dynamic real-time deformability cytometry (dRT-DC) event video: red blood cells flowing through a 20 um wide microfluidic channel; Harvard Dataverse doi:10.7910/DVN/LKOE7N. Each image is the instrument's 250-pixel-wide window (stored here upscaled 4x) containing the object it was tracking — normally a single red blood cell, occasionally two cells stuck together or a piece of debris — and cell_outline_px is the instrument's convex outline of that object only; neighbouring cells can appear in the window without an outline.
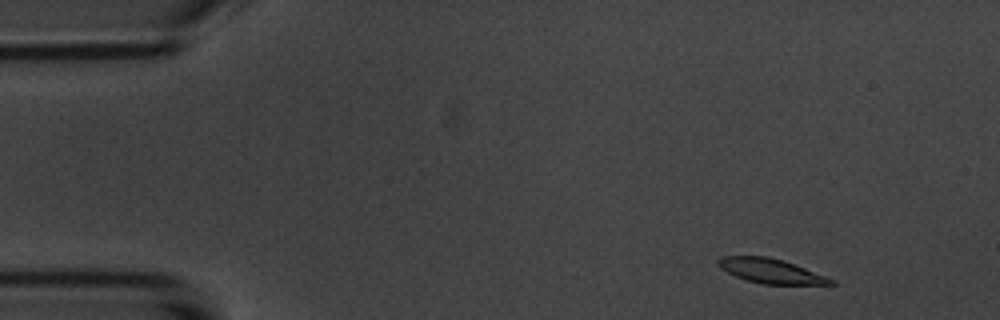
{"species": "common noctule bat (a hibernating species)", "species_latin": "Nyctalus noctula", "temperature_condition": "room temperature", "stored_images_in_passage": 3, "camera_frame_rate_fps": 3000, "um_per_image_px": 0.085, "animal": {"sex": "male", "body_mass_g": 20.1, "forearm_length_mm": 53.5}, "frame": {"image": 1, "passage_image": 1, "time_ms": 0.0, "image_size_px": [1000, 320], "cell_outline_px": [[836, 284], [764, 284], [748, 280], [736, 276], [720, 268], [716, 264], [716, 260], [720, 256], [768, 256], [784, 260], [836, 280]], "centroid_in_image_um": [65.5, 23.01], "position_along_channel_um": 19.5, "area_um2": 16.07}}
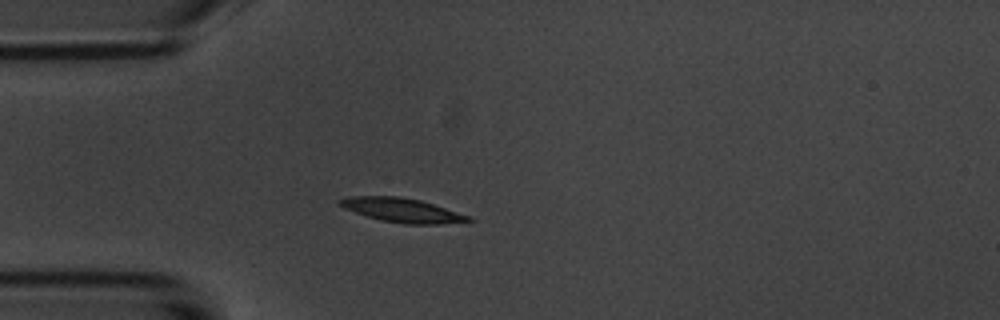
{"frame": {"image": 2, "passage_image": 3, "time_ms": 3.0, "image_size_px": [1000, 320], "cell_outline_px": [[476, 220], [440, 224], [404, 224], [380, 220], [344, 208], [336, 200], [348, 196], [400, 196], [420, 200], [468, 216]], "centroid_in_image_um": [34.13, 17.86], "position_along_channel_um": 50.9, "area_um2": 17.8}}